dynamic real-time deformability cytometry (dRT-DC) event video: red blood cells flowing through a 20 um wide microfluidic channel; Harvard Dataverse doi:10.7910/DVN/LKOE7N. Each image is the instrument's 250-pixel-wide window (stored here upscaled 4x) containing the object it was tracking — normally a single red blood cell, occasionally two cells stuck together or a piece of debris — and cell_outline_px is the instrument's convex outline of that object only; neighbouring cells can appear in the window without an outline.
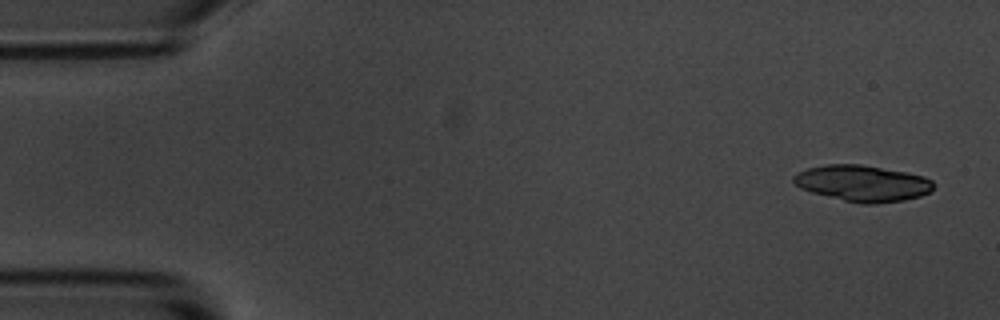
{"species": "common noctule bat (a hibernating species)", "species_latin": "Nyctalus noctula", "temperature_condition": "room temperature", "stored_images_in_passage": 5, "camera_frame_rate_fps": 3000, "um_per_image_px": 0.085, "animal": {"sex": "male", "body_mass_g": 20.1, "forearm_length_mm": 53.5}, "frame": {"image": 1, "passage_image": 1, "time_ms": 0.0, "image_size_px": [1000, 320], "cell_outline_px": [[932, 192], [920, 196], [904, 200], [876, 204], [860, 204], [812, 192], [800, 188], [792, 180], [792, 176], [808, 168], [824, 164], [860, 164], [908, 172], [924, 176], [932, 180]], "centroid_in_image_um": [73.34, 15.58], "position_along_channel_um": 11.7, "area_um2": 29.54}}